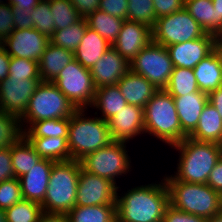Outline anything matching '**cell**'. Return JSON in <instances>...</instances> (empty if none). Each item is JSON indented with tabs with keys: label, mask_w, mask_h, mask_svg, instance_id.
I'll list each match as a JSON object with an SVG mask.
<instances>
[{
	"label": "cell",
	"mask_w": 222,
	"mask_h": 222,
	"mask_svg": "<svg viewBox=\"0 0 222 222\" xmlns=\"http://www.w3.org/2000/svg\"><path fill=\"white\" fill-rule=\"evenodd\" d=\"M162 222H206V220L197 215L176 209L169 204L165 210Z\"/></svg>",
	"instance_id": "45"
},
{
	"label": "cell",
	"mask_w": 222,
	"mask_h": 222,
	"mask_svg": "<svg viewBox=\"0 0 222 222\" xmlns=\"http://www.w3.org/2000/svg\"><path fill=\"white\" fill-rule=\"evenodd\" d=\"M168 149L171 152L169 155L173 152L177 156L174 162H170L175 167L172 168L174 171L168 167L167 170L178 181L188 183L207 184L209 174L221 158L219 144L200 142L189 137Z\"/></svg>",
	"instance_id": "2"
},
{
	"label": "cell",
	"mask_w": 222,
	"mask_h": 222,
	"mask_svg": "<svg viewBox=\"0 0 222 222\" xmlns=\"http://www.w3.org/2000/svg\"><path fill=\"white\" fill-rule=\"evenodd\" d=\"M50 38L36 29H14L4 40L3 48L11 57H20L39 62Z\"/></svg>",
	"instance_id": "15"
},
{
	"label": "cell",
	"mask_w": 222,
	"mask_h": 222,
	"mask_svg": "<svg viewBox=\"0 0 222 222\" xmlns=\"http://www.w3.org/2000/svg\"><path fill=\"white\" fill-rule=\"evenodd\" d=\"M82 18L99 10L100 0H70Z\"/></svg>",
	"instance_id": "48"
},
{
	"label": "cell",
	"mask_w": 222,
	"mask_h": 222,
	"mask_svg": "<svg viewBox=\"0 0 222 222\" xmlns=\"http://www.w3.org/2000/svg\"><path fill=\"white\" fill-rule=\"evenodd\" d=\"M127 105L118 85H105L96 88L94 100L89 108L96 116L108 121ZM96 110V111H95Z\"/></svg>",
	"instance_id": "22"
},
{
	"label": "cell",
	"mask_w": 222,
	"mask_h": 222,
	"mask_svg": "<svg viewBox=\"0 0 222 222\" xmlns=\"http://www.w3.org/2000/svg\"><path fill=\"white\" fill-rule=\"evenodd\" d=\"M0 222H6V214L3 209H0Z\"/></svg>",
	"instance_id": "57"
},
{
	"label": "cell",
	"mask_w": 222,
	"mask_h": 222,
	"mask_svg": "<svg viewBox=\"0 0 222 222\" xmlns=\"http://www.w3.org/2000/svg\"><path fill=\"white\" fill-rule=\"evenodd\" d=\"M112 141L108 122L96 116L92 110L77 109L70 117L68 148L71 159L80 161Z\"/></svg>",
	"instance_id": "6"
},
{
	"label": "cell",
	"mask_w": 222,
	"mask_h": 222,
	"mask_svg": "<svg viewBox=\"0 0 222 222\" xmlns=\"http://www.w3.org/2000/svg\"><path fill=\"white\" fill-rule=\"evenodd\" d=\"M218 38L210 33L187 42L167 46V50L174 67L191 68L194 67L207 55H209L216 45Z\"/></svg>",
	"instance_id": "16"
},
{
	"label": "cell",
	"mask_w": 222,
	"mask_h": 222,
	"mask_svg": "<svg viewBox=\"0 0 222 222\" xmlns=\"http://www.w3.org/2000/svg\"><path fill=\"white\" fill-rule=\"evenodd\" d=\"M67 216L70 222H116V205L75 206Z\"/></svg>",
	"instance_id": "31"
},
{
	"label": "cell",
	"mask_w": 222,
	"mask_h": 222,
	"mask_svg": "<svg viewBox=\"0 0 222 222\" xmlns=\"http://www.w3.org/2000/svg\"><path fill=\"white\" fill-rule=\"evenodd\" d=\"M23 136L20 117L0 110V149L11 147Z\"/></svg>",
	"instance_id": "35"
},
{
	"label": "cell",
	"mask_w": 222,
	"mask_h": 222,
	"mask_svg": "<svg viewBox=\"0 0 222 222\" xmlns=\"http://www.w3.org/2000/svg\"><path fill=\"white\" fill-rule=\"evenodd\" d=\"M4 43V41L0 38V50L3 48V44Z\"/></svg>",
	"instance_id": "58"
},
{
	"label": "cell",
	"mask_w": 222,
	"mask_h": 222,
	"mask_svg": "<svg viewBox=\"0 0 222 222\" xmlns=\"http://www.w3.org/2000/svg\"><path fill=\"white\" fill-rule=\"evenodd\" d=\"M206 222H222V210L218 212L212 218H209L208 220H206Z\"/></svg>",
	"instance_id": "56"
},
{
	"label": "cell",
	"mask_w": 222,
	"mask_h": 222,
	"mask_svg": "<svg viewBox=\"0 0 222 222\" xmlns=\"http://www.w3.org/2000/svg\"><path fill=\"white\" fill-rule=\"evenodd\" d=\"M117 85L127 104L137 105L142 108L159 91L145 77L134 73L131 69L121 78Z\"/></svg>",
	"instance_id": "21"
},
{
	"label": "cell",
	"mask_w": 222,
	"mask_h": 222,
	"mask_svg": "<svg viewBox=\"0 0 222 222\" xmlns=\"http://www.w3.org/2000/svg\"><path fill=\"white\" fill-rule=\"evenodd\" d=\"M184 8L206 33L217 37V11L212 0H185Z\"/></svg>",
	"instance_id": "29"
},
{
	"label": "cell",
	"mask_w": 222,
	"mask_h": 222,
	"mask_svg": "<svg viewBox=\"0 0 222 222\" xmlns=\"http://www.w3.org/2000/svg\"><path fill=\"white\" fill-rule=\"evenodd\" d=\"M220 146V153H221V158H222V141L219 143Z\"/></svg>",
	"instance_id": "59"
},
{
	"label": "cell",
	"mask_w": 222,
	"mask_h": 222,
	"mask_svg": "<svg viewBox=\"0 0 222 222\" xmlns=\"http://www.w3.org/2000/svg\"><path fill=\"white\" fill-rule=\"evenodd\" d=\"M7 78L40 79L38 62L20 57H11Z\"/></svg>",
	"instance_id": "40"
},
{
	"label": "cell",
	"mask_w": 222,
	"mask_h": 222,
	"mask_svg": "<svg viewBox=\"0 0 222 222\" xmlns=\"http://www.w3.org/2000/svg\"><path fill=\"white\" fill-rule=\"evenodd\" d=\"M54 161L41 159L28 173L19 177L23 199L42 204Z\"/></svg>",
	"instance_id": "19"
},
{
	"label": "cell",
	"mask_w": 222,
	"mask_h": 222,
	"mask_svg": "<svg viewBox=\"0 0 222 222\" xmlns=\"http://www.w3.org/2000/svg\"><path fill=\"white\" fill-rule=\"evenodd\" d=\"M15 29H29L33 27V19L28 9L12 8Z\"/></svg>",
	"instance_id": "47"
},
{
	"label": "cell",
	"mask_w": 222,
	"mask_h": 222,
	"mask_svg": "<svg viewBox=\"0 0 222 222\" xmlns=\"http://www.w3.org/2000/svg\"><path fill=\"white\" fill-rule=\"evenodd\" d=\"M76 109H89L93 103L96 87L90 70L76 59L72 60L53 81Z\"/></svg>",
	"instance_id": "10"
},
{
	"label": "cell",
	"mask_w": 222,
	"mask_h": 222,
	"mask_svg": "<svg viewBox=\"0 0 222 222\" xmlns=\"http://www.w3.org/2000/svg\"><path fill=\"white\" fill-rule=\"evenodd\" d=\"M127 20L153 28L157 20L153 0H128Z\"/></svg>",
	"instance_id": "38"
},
{
	"label": "cell",
	"mask_w": 222,
	"mask_h": 222,
	"mask_svg": "<svg viewBox=\"0 0 222 222\" xmlns=\"http://www.w3.org/2000/svg\"><path fill=\"white\" fill-rule=\"evenodd\" d=\"M207 184L222 195V158L213 167L209 174Z\"/></svg>",
	"instance_id": "49"
},
{
	"label": "cell",
	"mask_w": 222,
	"mask_h": 222,
	"mask_svg": "<svg viewBox=\"0 0 222 222\" xmlns=\"http://www.w3.org/2000/svg\"><path fill=\"white\" fill-rule=\"evenodd\" d=\"M14 29L12 6L9 3H0V38L4 41Z\"/></svg>",
	"instance_id": "42"
},
{
	"label": "cell",
	"mask_w": 222,
	"mask_h": 222,
	"mask_svg": "<svg viewBox=\"0 0 222 222\" xmlns=\"http://www.w3.org/2000/svg\"><path fill=\"white\" fill-rule=\"evenodd\" d=\"M15 178L10 147L0 149V183Z\"/></svg>",
	"instance_id": "46"
},
{
	"label": "cell",
	"mask_w": 222,
	"mask_h": 222,
	"mask_svg": "<svg viewBox=\"0 0 222 222\" xmlns=\"http://www.w3.org/2000/svg\"><path fill=\"white\" fill-rule=\"evenodd\" d=\"M208 102L216 108L222 118V86L208 94Z\"/></svg>",
	"instance_id": "51"
},
{
	"label": "cell",
	"mask_w": 222,
	"mask_h": 222,
	"mask_svg": "<svg viewBox=\"0 0 222 222\" xmlns=\"http://www.w3.org/2000/svg\"><path fill=\"white\" fill-rule=\"evenodd\" d=\"M26 139L42 159L54 162L71 160L68 138L40 137Z\"/></svg>",
	"instance_id": "27"
},
{
	"label": "cell",
	"mask_w": 222,
	"mask_h": 222,
	"mask_svg": "<svg viewBox=\"0 0 222 222\" xmlns=\"http://www.w3.org/2000/svg\"><path fill=\"white\" fill-rule=\"evenodd\" d=\"M172 60L165 46L151 42L130 62V69L145 77L157 89L164 90L173 71Z\"/></svg>",
	"instance_id": "11"
},
{
	"label": "cell",
	"mask_w": 222,
	"mask_h": 222,
	"mask_svg": "<svg viewBox=\"0 0 222 222\" xmlns=\"http://www.w3.org/2000/svg\"><path fill=\"white\" fill-rule=\"evenodd\" d=\"M214 49L216 50V52L218 54L220 66H221V71H222V39H218Z\"/></svg>",
	"instance_id": "55"
},
{
	"label": "cell",
	"mask_w": 222,
	"mask_h": 222,
	"mask_svg": "<svg viewBox=\"0 0 222 222\" xmlns=\"http://www.w3.org/2000/svg\"><path fill=\"white\" fill-rule=\"evenodd\" d=\"M151 42L152 28L142 23L124 20L112 47L128 62H131Z\"/></svg>",
	"instance_id": "17"
},
{
	"label": "cell",
	"mask_w": 222,
	"mask_h": 222,
	"mask_svg": "<svg viewBox=\"0 0 222 222\" xmlns=\"http://www.w3.org/2000/svg\"><path fill=\"white\" fill-rule=\"evenodd\" d=\"M74 59L73 52L50 42L38 62L40 79L53 82L66 65Z\"/></svg>",
	"instance_id": "23"
},
{
	"label": "cell",
	"mask_w": 222,
	"mask_h": 222,
	"mask_svg": "<svg viewBox=\"0 0 222 222\" xmlns=\"http://www.w3.org/2000/svg\"><path fill=\"white\" fill-rule=\"evenodd\" d=\"M107 122L113 141H123L132 143L133 145L137 142L141 143L144 141L143 143H145L144 113L142 107L127 104ZM136 139L137 142H135Z\"/></svg>",
	"instance_id": "13"
},
{
	"label": "cell",
	"mask_w": 222,
	"mask_h": 222,
	"mask_svg": "<svg viewBox=\"0 0 222 222\" xmlns=\"http://www.w3.org/2000/svg\"><path fill=\"white\" fill-rule=\"evenodd\" d=\"M156 19L184 8L185 0H153Z\"/></svg>",
	"instance_id": "44"
},
{
	"label": "cell",
	"mask_w": 222,
	"mask_h": 222,
	"mask_svg": "<svg viewBox=\"0 0 222 222\" xmlns=\"http://www.w3.org/2000/svg\"><path fill=\"white\" fill-rule=\"evenodd\" d=\"M38 222H70L67 214L43 212Z\"/></svg>",
	"instance_id": "53"
},
{
	"label": "cell",
	"mask_w": 222,
	"mask_h": 222,
	"mask_svg": "<svg viewBox=\"0 0 222 222\" xmlns=\"http://www.w3.org/2000/svg\"><path fill=\"white\" fill-rule=\"evenodd\" d=\"M188 137L217 144L222 141V118L209 102L204 106L195 130Z\"/></svg>",
	"instance_id": "25"
},
{
	"label": "cell",
	"mask_w": 222,
	"mask_h": 222,
	"mask_svg": "<svg viewBox=\"0 0 222 222\" xmlns=\"http://www.w3.org/2000/svg\"><path fill=\"white\" fill-rule=\"evenodd\" d=\"M182 131L189 136L196 128L208 94L197 91L186 96L173 97Z\"/></svg>",
	"instance_id": "20"
},
{
	"label": "cell",
	"mask_w": 222,
	"mask_h": 222,
	"mask_svg": "<svg viewBox=\"0 0 222 222\" xmlns=\"http://www.w3.org/2000/svg\"><path fill=\"white\" fill-rule=\"evenodd\" d=\"M41 0H8V3L12 6V8H21L28 9L29 12H32L34 7Z\"/></svg>",
	"instance_id": "52"
},
{
	"label": "cell",
	"mask_w": 222,
	"mask_h": 222,
	"mask_svg": "<svg viewBox=\"0 0 222 222\" xmlns=\"http://www.w3.org/2000/svg\"><path fill=\"white\" fill-rule=\"evenodd\" d=\"M143 113L145 142L151 138L149 141L152 143L155 140V146L161 143L169 148L188 137L181 129L173 97L165 90H159L150 99L144 106Z\"/></svg>",
	"instance_id": "3"
},
{
	"label": "cell",
	"mask_w": 222,
	"mask_h": 222,
	"mask_svg": "<svg viewBox=\"0 0 222 222\" xmlns=\"http://www.w3.org/2000/svg\"><path fill=\"white\" fill-rule=\"evenodd\" d=\"M117 186L80 169L75 206L116 205Z\"/></svg>",
	"instance_id": "12"
},
{
	"label": "cell",
	"mask_w": 222,
	"mask_h": 222,
	"mask_svg": "<svg viewBox=\"0 0 222 222\" xmlns=\"http://www.w3.org/2000/svg\"><path fill=\"white\" fill-rule=\"evenodd\" d=\"M87 26L86 18H81L67 28L54 31L50 37V42L74 53L85 35Z\"/></svg>",
	"instance_id": "34"
},
{
	"label": "cell",
	"mask_w": 222,
	"mask_h": 222,
	"mask_svg": "<svg viewBox=\"0 0 222 222\" xmlns=\"http://www.w3.org/2000/svg\"><path fill=\"white\" fill-rule=\"evenodd\" d=\"M33 19V28L38 32L48 36L54 33L53 16L50 9L49 1L41 0L33 9L30 15Z\"/></svg>",
	"instance_id": "39"
},
{
	"label": "cell",
	"mask_w": 222,
	"mask_h": 222,
	"mask_svg": "<svg viewBox=\"0 0 222 222\" xmlns=\"http://www.w3.org/2000/svg\"><path fill=\"white\" fill-rule=\"evenodd\" d=\"M172 97L186 96L199 90L193 69L174 67L170 80L164 89Z\"/></svg>",
	"instance_id": "32"
},
{
	"label": "cell",
	"mask_w": 222,
	"mask_h": 222,
	"mask_svg": "<svg viewBox=\"0 0 222 222\" xmlns=\"http://www.w3.org/2000/svg\"><path fill=\"white\" fill-rule=\"evenodd\" d=\"M205 34L204 29L183 8L156 20L152 28V42L167 47L198 39Z\"/></svg>",
	"instance_id": "9"
},
{
	"label": "cell",
	"mask_w": 222,
	"mask_h": 222,
	"mask_svg": "<svg viewBox=\"0 0 222 222\" xmlns=\"http://www.w3.org/2000/svg\"><path fill=\"white\" fill-rule=\"evenodd\" d=\"M193 72L202 92L209 94L222 86V71L215 49L194 67Z\"/></svg>",
	"instance_id": "26"
},
{
	"label": "cell",
	"mask_w": 222,
	"mask_h": 222,
	"mask_svg": "<svg viewBox=\"0 0 222 222\" xmlns=\"http://www.w3.org/2000/svg\"><path fill=\"white\" fill-rule=\"evenodd\" d=\"M51 13L53 16L54 30L67 28L69 25L75 24L82 17L78 14L76 8L70 0H48Z\"/></svg>",
	"instance_id": "37"
},
{
	"label": "cell",
	"mask_w": 222,
	"mask_h": 222,
	"mask_svg": "<svg viewBox=\"0 0 222 222\" xmlns=\"http://www.w3.org/2000/svg\"><path fill=\"white\" fill-rule=\"evenodd\" d=\"M41 79L6 78L0 82V110L21 117Z\"/></svg>",
	"instance_id": "14"
},
{
	"label": "cell",
	"mask_w": 222,
	"mask_h": 222,
	"mask_svg": "<svg viewBox=\"0 0 222 222\" xmlns=\"http://www.w3.org/2000/svg\"><path fill=\"white\" fill-rule=\"evenodd\" d=\"M132 146L133 144L128 142L112 141L109 145L82 158L81 167L86 172L105 178L119 187L126 183L125 177L128 179L132 177L134 180V175L138 171L136 170L138 167H135L137 164L133 161L135 158L132 156L135 155L134 147L130 149Z\"/></svg>",
	"instance_id": "4"
},
{
	"label": "cell",
	"mask_w": 222,
	"mask_h": 222,
	"mask_svg": "<svg viewBox=\"0 0 222 222\" xmlns=\"http://www.w3.org/2000/svg\"><path fill=\"white\" fill-rule=\"evenodd\" d=\"M42 213L40 204L26 199L5 210L6 222H38Z\"/></svg>",
	"instance_id": "36"
},
{
	"label": "cell",
	"mask_w": 222,
	"mask_h": 222,
	"mask_svg": "<svg viewBox=\"0 0 222 222\" xmlns=\"http://www.w3.org/2000/svg\"><path fill=\"white\" fill-rule=\"evenodd\" d=\"M111 46L94 29L87 26L85 35L74 52V57L84 68L90 70Z\"/></svg>",
	"instance_id": "24"
},
{
	"label": "cell",
	"mask_w": 222,
	"mask_h": 222,
	"mask_svg": "<svg viewBox=\"0 0 222 222\" xmlns=\"http://www.w3.org/2000/svg\"><path fill=\"white\" fill-rule=\"evenodd\" d=\"M77 109L53 82L41 81L20 117L23 130L33 122L70 118Z\"/></svg>",
	"instance_id": "8"
},
{
	"label": "cell",
	"mask_w": 222,
	"mask_h": 222,
	"mask_svg": "<svg viewBox=\"0 0 222 222\" xmlns=\"http://www.w3.org/2000/svg\"><path fill=\"white\" fill-rule=\"evenodd\" d=\"M99 10L127 20L128 0H100Z\"/></svg>",
	"instance_id": "43"
},
{
	"label": "cell",
	"mask_w": 222,
	"mask_h": 222,
	"mask_svg": "<svg viewBox=\"0 0 222 222\" xmlns=\"http://www.w3.org/2000/svg\"><path fill=\"white\" fill-rule=\"evenodd\" d=\"M88 27L94 29L101 37L111 45L117 39L124 23L123 19L112 16L101 10L89 14L86 17Z\"/></svg>",
	"instance_id": "30"
},
{
	"label": "cell",
	"mask_w": 222,
	"mask_h": 222,
	"mask_svg": "<svg viewBox=\"0 0 222 222\" xmlns=\"http://www.w3.org/2000/svg\"><path fill=\"white\" fill-rule=\"evenodd\" d=\"M70 118L49 119L33 122L24 130L25 138L62 137L68 138Z\"/></svg>",
	"instance_id": "33"
},
{
	"label": "cell",
	"mask_w": 222,
	"mask_h": 222,
	"mask_svg": "<svg viewBox=\"0 0 222 222\" xmlns=\"http://www.w3.org/2000/svg\"><path fill=\"white\" fill-rule=\"evenodd\" d=\"M217 11V38L222 39V0H212Z\"/></svg>",
	"instance_id": "54"
},
{
	"label": "cell",
	"mask_w": 222,
	"mask_h": 222,
	"mask_svg": "<svg viewBox=\"0 0 222 222\" xmlns=\"http://www.w3.org/2000/svg\"><path fill=\"white\" fill-rule=\"evenodd\" d=\"M10 152L16 178L28 173L42 159L24 136L11 145Z\"/></svg>",
	"instance_id": "28"
},
{
	"label": "cell",
	"mask_w": 222,
	"mask_h": 222,
	"mask_svg": "<svg viewBox=\"0 0 222 222\" xmlns=\"http://www.w3.org/2000/svg\"><path fill=\"white\" fill-rule=\"evenodd\" d=\"M156 179L117 187L116 222H162L169 203V191L160 172ZM150 180V181H149ZM134 184V185H133Z\"/></svg>",
	"instance_id": "1"
},
{
	"label": "cell",
	"mask_w": 222,
	"mask_h": 222,
	"mask_svg": "<svg viewBox=\"0 0 222 222\" xmlns=\"http://www.w3.org/2000/svg\"><path fill=\"white\" fill-rule=\"evenodd\" d=\"M162 176L169 191V203L176 209L205 220L222 210V195L208 184L178 181L167 170Z\"/></svg>",
	"instance_id": "5"
},
{
	"label": "cell",
	"mask_w": 222,
	"mask_h": 222,
	"mask_svg": "<svg viewBox=\"0 0 222 222\" xmlns=\"http://www.w3.org/2000/svg\"><path fill=\"white\" fill-rule=\"evenodd\" d=\"M23 199L18 178L0 183V209L6 210Z\"/></svg>",
	"instance_id": "41"
},
{
	"label": "cell",
	"mask_w": 222,
	"mask_h": 222,
	"mask_svg": "<svg viewBox=\"0 0 222 222\" xmlns=\"http://www.w3.org/2000/svg\"><path fill=\"white\" fill-rule=\"evenodd\" d=\"M130 70V62L122 57L112 46L90 69L96 88L105 85H117Z\"/></svg>",
	"instance_id": "18"
},
{
	"label": "cell",
	"mask_w": 222,
	"mask_h": 222,
	"mask_svg": "<svg viewBox=\"0 0 222 222\" xmlns=\"http://www.w3.org/2000/svg\"><path fill=\"white\" fill-rule=\"evenodd\" d=\"M0 3H8V0H0Z\"/></svg>",
	"instance_id": "60"
},
{
	"label": "cell",
	"mask_w": 222,
	"mask_h": 222,
	"mask_svg": "<svg viewBox=\"0 0 222 222\" xmlns=\"http://www.w3.org/2000/svg\"><path fill=\"white\" fill-rule=\"evenodd\" d=\"M81 168L80 161L73 159L54 162L41 204L43 212L67 214L75 207Z\"/></svg>",
	"instance_id": "7"
},
{
	"label": "cell",
	"mask_w": 222,
	"mask_h": 222,
	"mask_svg": "<svg viewBox=\"0 0 222 222\" xmlns=\"http://www.w3.org/2000/svg\"><path fill=\"white\" fill-rule=\"evenodd\" d=\"M11 56L2 48L0 50V82L5 80L9 75V65Z\"/></svg>",
	"instance_id": "50"
}]
</instances>
